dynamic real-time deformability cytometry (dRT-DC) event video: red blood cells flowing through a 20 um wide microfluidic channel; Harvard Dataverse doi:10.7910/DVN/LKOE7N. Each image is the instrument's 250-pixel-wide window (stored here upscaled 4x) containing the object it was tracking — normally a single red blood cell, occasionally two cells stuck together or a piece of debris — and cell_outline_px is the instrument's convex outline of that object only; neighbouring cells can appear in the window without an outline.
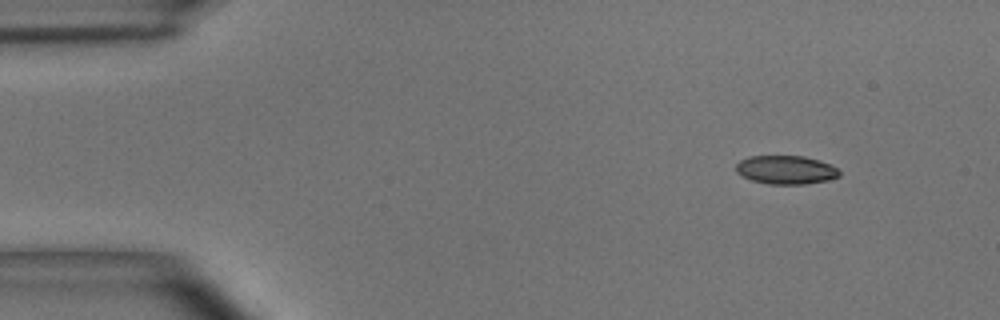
{"species": "common noctule bat (a hibernating species)", "species_latin": "Nyctalus noctula", "temperature_condition": "room temperature", "stored_images_in_passage": 49, "camera_frame_rate_fps": 3000, "um_per_image_px": 0.085, "animal": {"sex": "male", "body_mass_g": 15.6}, "frame": {"image": 1, "passage_image": 1, "time_ms": 0.0, "image_size_px": [1000, 320], "cell_outline_px": [[840, 176], [828, 180], [804, 184], [768, 184], [752, 180], [736, 172], [736, 164], [740, 160], [748, 156], [804, 156], [820, 160], [836, 168], [840, 172]], "centroid_in_image_um": [66.8, 14.43], "position_along_channel_um": 18.2, "area_um2": 17.17}}
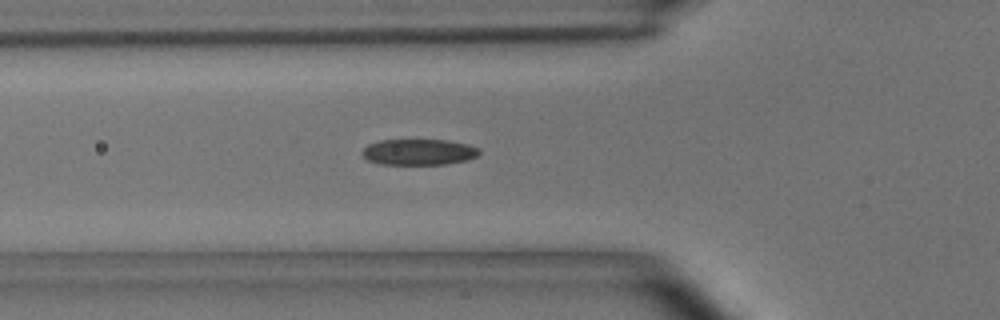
{"frame": {"image": 2, "passage_image": 14, "time_ms": 4.333, "image_size_px": [1000, 320], "cell_outline_px": [[480, 152], [476, 156], [468, 160], [448, 164], [380, 164], [368, 160], [360, 152], [368, 144], [380, 140], [448, 140], [468, 144], [476, 148]], "centroid_in_image_um": [35.58, 12.92], "position_along_channel_um": 90.2, "area_um2": 17.69}}
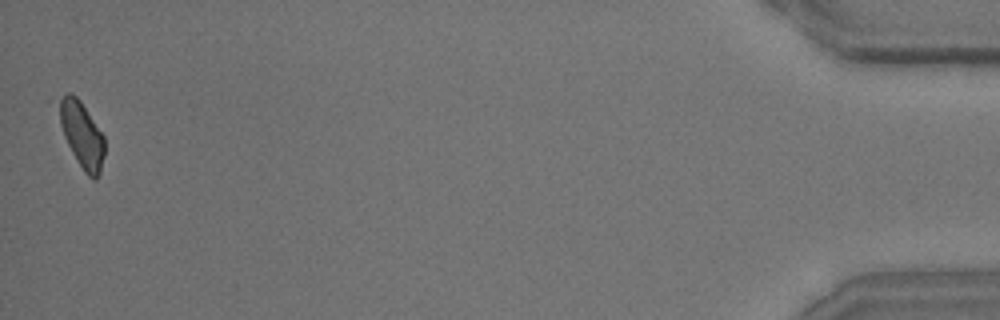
{"frame": {"image": 3, "passage_image": 49, "time_ms": 16.0, "image_size_px": [1000, 320], "cell_outline_px": [[104, 156], [100, 172], [96, 180], [88, 176], [84, 172], [72, 152], [64, 136], [60, 124], [60, 100], [68, 92], [72, 92], [80, 100], [104, 136]], "centroid_in_image_um": [6.98, 11.47], "position_along_channel_um": 428.2, "area_um2": 17.05}, "authors_computed_cell_mechanics": {"area_um2": 17.918, "velocity_mm_per_s": 3.6714, "shape_relaxation_time_tau1_ms": 5.7635, "shape_relaxation_time_tau2_ms": 2.8556, "deformation_change_tau1": 0.1429, "deformation_change_tau2": 0.0952}}